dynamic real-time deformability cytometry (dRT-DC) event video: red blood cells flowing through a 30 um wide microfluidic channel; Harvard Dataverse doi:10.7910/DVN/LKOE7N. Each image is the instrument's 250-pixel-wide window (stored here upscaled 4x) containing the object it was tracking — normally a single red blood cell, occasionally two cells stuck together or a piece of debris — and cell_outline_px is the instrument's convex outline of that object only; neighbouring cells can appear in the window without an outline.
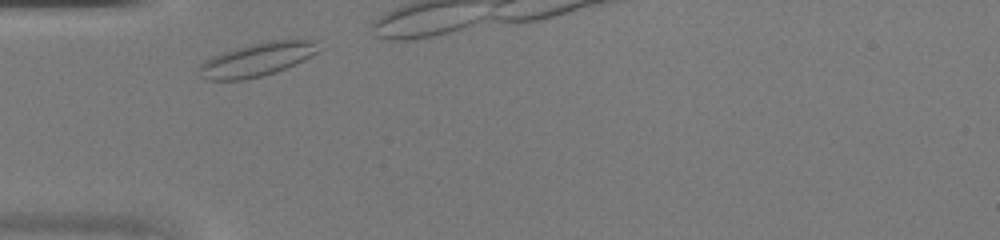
{"species": "common noctule bat (a hibernating species)", "species_latin": "Nyctalus noctula", "temperature_condition": "warm", "stored_images_in_passage": 25, "camera_frame_rate_fps": 3000, "um_per_image_px": 0.085, "animal": {"sex": "female", "body_mass_g": 20.0, "forearm_length_mm": 54.0}, "frame": {"image": 1, "passage_image": 1, "time_ms": 0.0, "image_size_px": [1000, 240], "cell_outline_px": [[324, 48], [304, 60], [276, 72], [260, 76], [240, 80], [204, 80], [200, 76], [196, 68], [204, 60], [212, 56], [236, 48], [252, 44], [272, 40], [308, 36], [316, 40]], "centroid_in_image_um": [21.94, 5.01], "position_along_channel_um": 63.1, "area_um2": 24.04}}
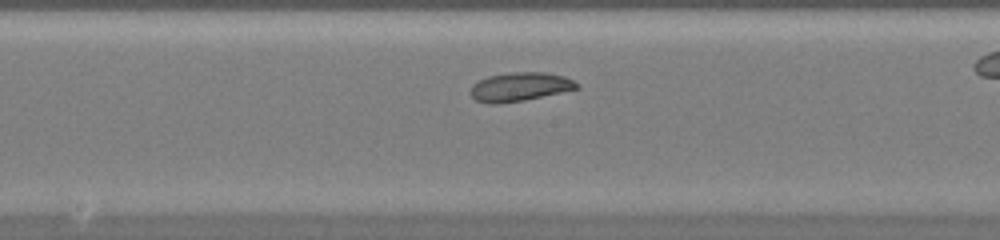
{"frame": {"image": 2, "passage_image": 11, "time_ms": 3.333, "image_size_px": [1000, 240], "cell_outline_px": [[580, 88], [524, 100], [496, 104], [492, 104], [476, 100], [472, 96], [472, 84], [488, 76], [512, 72], [544, 72], [564, 76], [580, 84]], "centroid_in_image_um": [44.22, 7.37], "position_along_channel_um": 204.0, "area_um2": 17.63}}
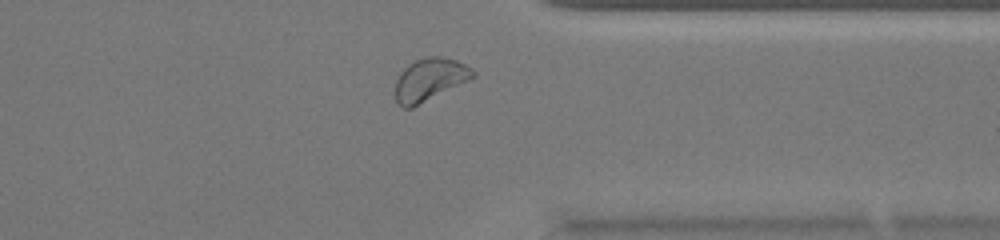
{"frame": {"image": 3, "passage_image": 23, "time_ms": 7.333, "image_size_px": [1000, 240], "cell_outline_px": [[476, 76], [412, 108], [404, 108], [396, 100], [396, 80], [400, 72], [408, 64], [416, 60], [428, 56], [440, 56], [456, 60], [472, 68], [476, 72]], "centroid_in_image_um": [36.53, 6.75], "position_along_channel_um": 374.9, "area_um2": 19.07}}